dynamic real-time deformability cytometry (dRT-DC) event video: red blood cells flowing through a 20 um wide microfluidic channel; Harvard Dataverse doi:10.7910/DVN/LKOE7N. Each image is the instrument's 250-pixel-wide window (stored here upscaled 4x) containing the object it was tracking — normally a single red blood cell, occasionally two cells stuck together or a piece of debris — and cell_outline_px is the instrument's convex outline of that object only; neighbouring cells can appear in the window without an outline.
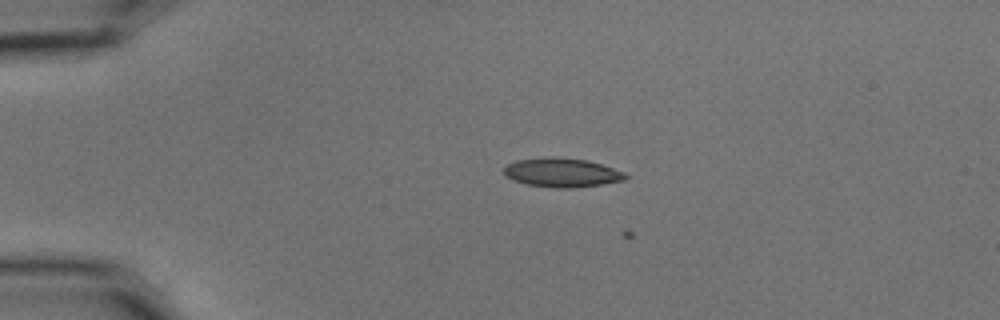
{"species": "common noctule bat (a hibernating species)", "species_latin": "Nyctalus noctula", "temperature_condition": "cold", "stored_images_in_passage": 17, "camera_frame_rate_fps": 3000, "um_per_image_px": 0.085, "animal": {"sex": "male", "body_mass_g": 15.6}, "frame": {"image": 1, "passage_image": 15, "time_ms": 4.667, "image_size_px": [1000, 320], "cell_outline_px": [[628, 176], [624, 180], [600, 184], [572, 188], [556, 188], [528, 184], [512, 180], [504, 176], [504, 168], [508, 164], [516, 160], [588, 160], [624, 172]], "centroid_in_image_um": [47.77, 14.72], "position_along_channel_um": 37.2, "area_um2": 19.42}}